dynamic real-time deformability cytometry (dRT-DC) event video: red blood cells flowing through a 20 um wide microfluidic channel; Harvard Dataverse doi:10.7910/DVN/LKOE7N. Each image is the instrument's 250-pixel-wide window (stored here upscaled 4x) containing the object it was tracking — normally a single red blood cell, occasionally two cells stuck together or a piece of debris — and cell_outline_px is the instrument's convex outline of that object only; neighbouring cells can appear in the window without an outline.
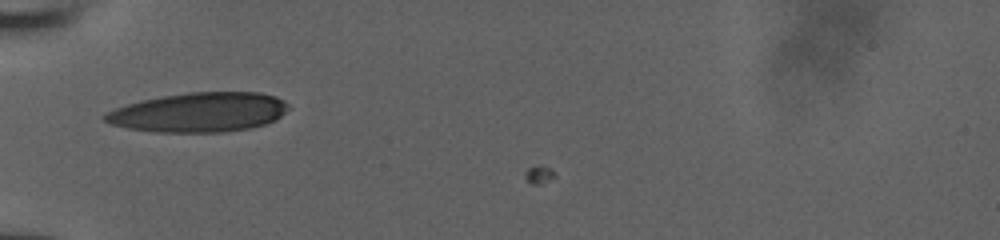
{"species": "human", "species_latin": "Homo sapiens", "temperature_condition": "room temperature", "stored_images_in_passage": 28, "camera_frame_rate_fps": 3000, "um_per_image_px": 0.085, "donor": {"sex": "male"}, "frame": {"image": 1, "passage_image": 1, "time_ms": 0.0, "image_size_px": [1000, 240], "cell_outline_px": [[288, 108], [276, 120], [252, 128], [224, 132], [156, 132], [128, 128], [112, 124], [104, 120], [100, 116], [116, 108], [140, 100], [160, 96], [188, 92], [260, 92], [276, 96], [284, 100], [288, 104]], "centroid_in_image_um": [16.93, 9.54], "position_along_channel_um": 68.1, "area_um2": 42.37}}
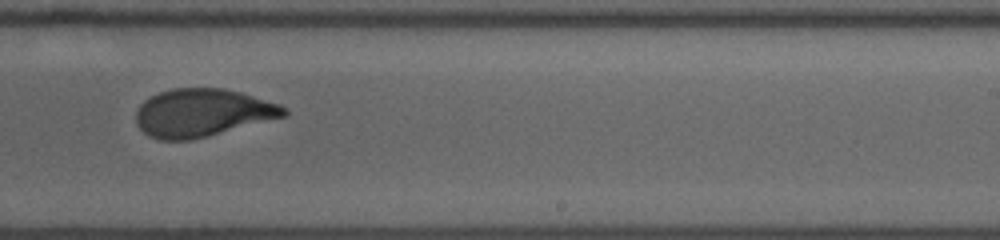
{"frame": {"image": 2, "passage_image": 16, "time_ms": 5.0, "image_size_px": [1000, 240], "cell_outline_px": [[288, 112], [284, 116], [188, 140], [160, 140], [148, 136], [136, 124], [136, 112], [140, 104], [144, 100], [160, 92], [172, 88], [224, 88], [240, 92], [280, 104], [288, 108]], "centroid_in_image_um": [17.16, 9.57], "position_along_channel_um": 271.8, "area_um2": 40.75}}
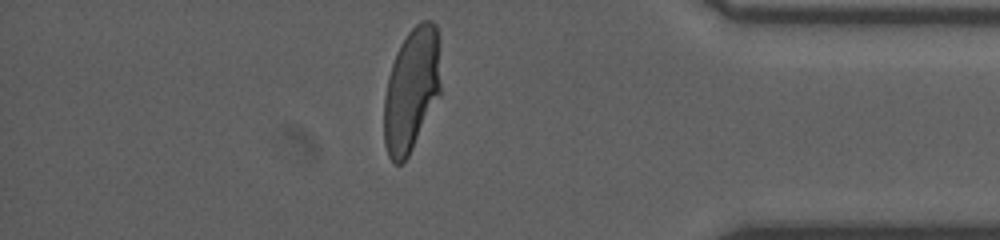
{"frame": {"image": 3, "passage_image": 27, "time_ms": 8.667, "image_size_px": [1000, 240], "cell_outline_px": [[440, 96], [408, 156], [400, 164], [392, 164], [388, 156], [384, 144], [384, 96], [388, 76], [396, 52], [400, 44], [408, 32], [420, 20], [432, 20], [436, 24], [440, 84]], "centroid_in_image_um": [34.95, 7.65], "position_along_channel_um": 400.2, "area_um2": 40.86}}